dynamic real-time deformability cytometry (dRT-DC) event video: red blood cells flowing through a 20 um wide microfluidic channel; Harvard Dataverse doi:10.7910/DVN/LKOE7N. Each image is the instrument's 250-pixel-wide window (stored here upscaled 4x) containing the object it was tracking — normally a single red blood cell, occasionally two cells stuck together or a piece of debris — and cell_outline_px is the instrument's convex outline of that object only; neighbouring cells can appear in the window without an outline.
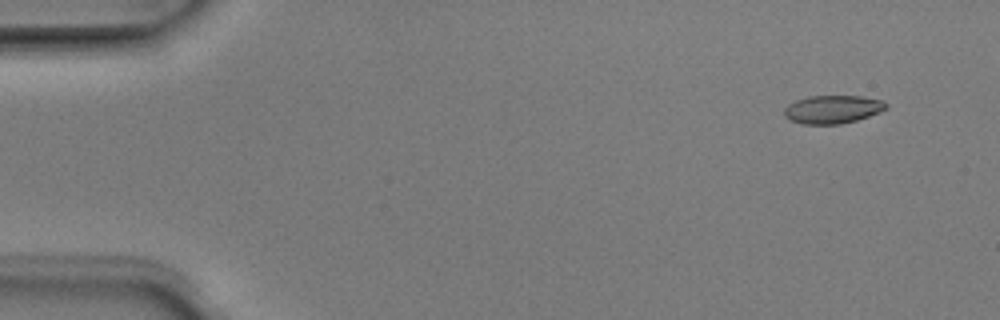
{"species": "Egyptian fruit bat (a non-hibernating species)", "species_latin": "Rousettus aegyptiacus", "temperature_condition": "room temperature", "stored_images_in_passage": 6, "camera_frame_rate_fps": 3000, "um_per_image_px": 0.085, "animal": {"sex": "male"}, "frame": {"image": 1, "passage_image": 1, "time_ms": 0.0, "image_size_px": [1000, 320], "cell_outline_px": [[888, 108], [880, 112], [856, 120], [840, 124], [800, 124], [784, 116], [784, 108], [788, 104], [796, 100], [808, 96], [860, 96], [884, 100], [888, 104]], "centroid_in_image_um": [70.79, 9.29], "position_along_channel_um": 14.2, "area_um2": 16.82}}
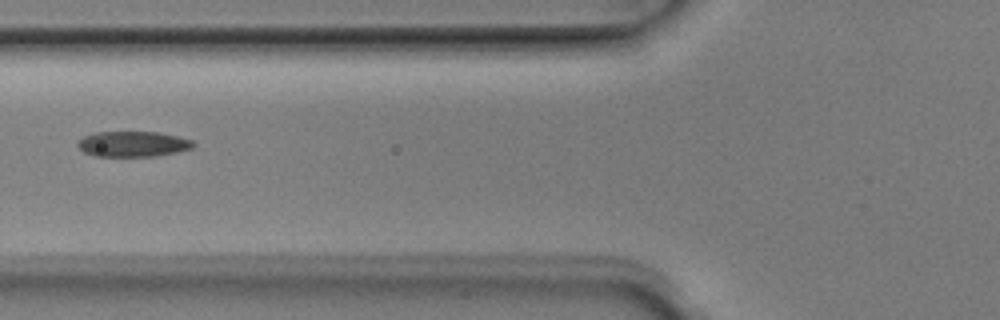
{"frame": {"image": 2, "passage_image": 5, "time_ms": 1.333, "image_size_px": [1000, 320], "cell_outline_px": [[196, 144], [192, 148], [176, 152], [156, 156], [96, 156], [84, 152], [76, 144], [84, 136], [96, 132], [160, 132], [192, 140]], "centroid_in_image_um": [11.31, 12.24], "position_along_channel_um": 114.5, "area_um2": 17.05}}
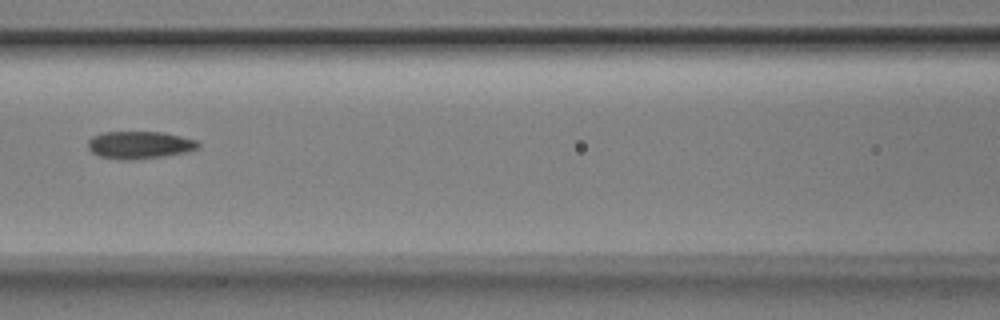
{"frame": {"image": 3, "passage_image": 6, "time_ms": 1.667, "image_size_px": [1000, 320], "cell_outline_px": [[200, 148], [184, 152], [164, 156], [132, 160], [120, 160], [100, 156], [92, 152], [88, 148], [88, 140], [92, 136], [100, 132], [164, 132], [196, 140], [200, 144]], "centroid_in_image_um": [11.84, 12.32], "position_along_channel_um": 154.8, "area_um2": 17.74}}